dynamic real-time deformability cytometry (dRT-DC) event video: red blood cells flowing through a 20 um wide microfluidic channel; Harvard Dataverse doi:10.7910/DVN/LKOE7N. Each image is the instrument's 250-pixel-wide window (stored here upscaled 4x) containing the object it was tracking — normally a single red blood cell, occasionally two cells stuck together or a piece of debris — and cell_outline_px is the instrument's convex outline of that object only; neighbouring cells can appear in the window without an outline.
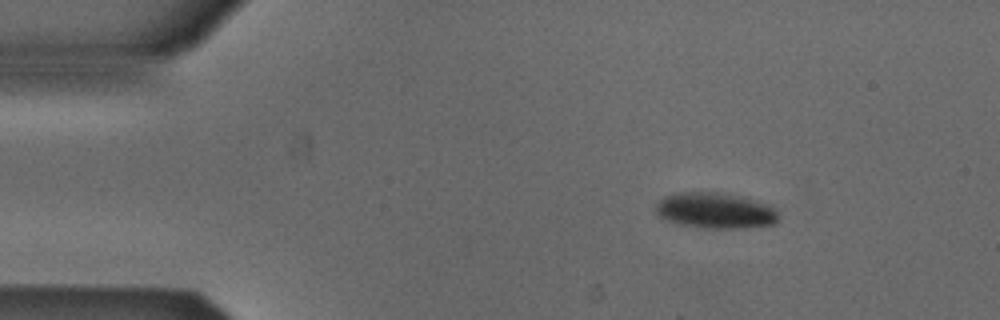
{"species": "Egyptian fruit bat (a non-hibernating species)", "species_latin": "Rousettus aegyptiacus", "temperature_condition": "cold", "stored_images_in_passage": 46, "camera_frame_rate_fps": 3000, "um_per_image_px": 0.085, "animal": {"sex": "male"}, "frame": {"image": 1, "passage_image": 1, "time_ms": 0.0, "image_size_px": [1000, 320], "cell_outline_px": [[776, 224], [736, 228], [708, 228], [680, 224], [668, 220], [660, 216], [652, 208], [664, 196], [672, 192], [724, 192], [748, 196], [772, 204], [776, 212]], "centroid_in_image_um": [60.81, 17.85], "position_along_channel_um": 24.2, "area_um2": 26.07}}
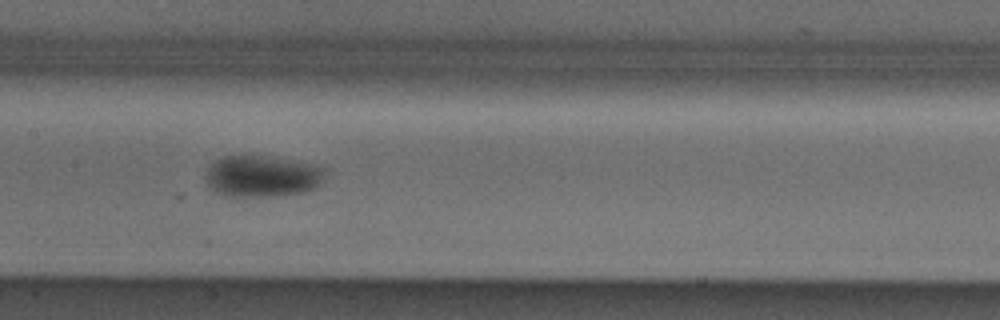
{"frame": {"image": 2, "passage_image": 19, "time_ms": 6.0, "image_size_px": [1000, 320], "cell_outline_px": [[324, 180], [316, 188], [304, 192], [276, 196], [224, 196], [216, 192], [204, 180], [204, 176], [208, 168], [216, 160], [224, 156], [264, 156], [296, 160], [316, 164], [324, 168]], "centroid_in_image_um": [22.31, 14.98], "position_along_channel_um": 185.1, "area_um2": 29.13}}
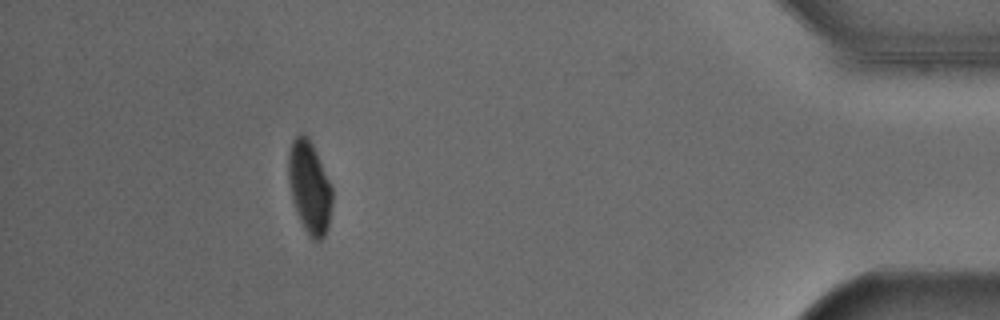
{"frame": {"image": 3, "passage_image": 41, "time_ms": 13.333, "image_size_px": [1000, 320], "cell_outline_px": [[332, 204], [328, 228], [324, 236], [320, 240], [312, 240], [304, 228], [296, 212], [292, 200], [288, 180], [288, 152], [292, 140], [300, 132], [304, 132], [308, 136], [316, 152], [332, 188]], "centroid_in_image_um": [26.29, 15.9], "position_along_channel_um": 408.9, "area_um2": 23.64}, "authors_computed_cell_mechanics": {"area_um2": 26.9059, "velocity_mm_per_s": 3.8551, "shape_relaxation_time_tau1_ms": 5.1863, "shape_relaxation_time_tau2_ms": null, "deformation_change_tau1": 0.1075, "deformation_change_tau2": null}}